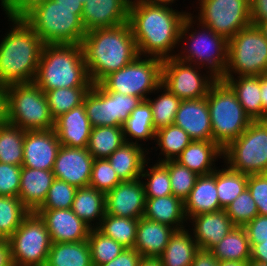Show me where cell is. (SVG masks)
Here are the masks:
<instances>
[{
	"label": "cell",
	"instance_id": "cell-1",
	"mask_svg": "<svg viewBox=\"0 0 267 266\" xmlns=\"http://www.w3.org/2000/svg\"><path fill=\"white\" fill-rule=\"evenodd\" d=\"M184 8L131 0L128 22L139 55L162 60L176 56L182 25L191 6Z\"/></svg>",
	"mask_w": 267,
	"mask_h": 266
},
{
	"label": "cell",
	"instance_id": "cell-2",
	"mask_svg": "<svg viewBox=\"0 0 267 266\" xmlns=\"http://www.w3.org/2000/svg\"><path fill=\"white\" fill-rule=\"evenodd\" d=\"M8 28L0 34V84L32 83L37 74L43 43L22 19L4 15ZM9 22V23H8Z\"/></svg>",
	"mask_w": 267,
	"mask_h": 266
},
{
	"label": "cell",
	"instance_id": "cell-3",
	"mask_svg": "<svg viewBox=\"0 0 267 266\" xmlns=\"http://www.w3.org/2000/svg\"><path fill=\"white\" fill-rule=\"evenodd\" d=\"M81 46L92 84H98L139 55L129 22L113 28L90 30Z\"/></svg>",
	"mask_w": 267,
	"mask_h": 266
},
{
	"label": "cell",
	"instance_id": "cell-4",
	"mask_svg": "<svg viewBox=\"0 0 267 266\" xmlns=\"http://www.w3.org/2000/svg\"><path fill=\"white\" fill-rule=\"evenodd\" d=\"M34 83L44 92L91 87L81 44L43 45Z\"/></svg>",
	"mask_w": 267,
	"mask_h": 266
},
{
	"label": "cell",
	"instance_id": "cell-5",
	"mask_svg": "<svg viewBox=\"0 0 267 266\" xmlns=\"http://www.w3.org/2000/svg\"><path fill=\"white\" fill-rule=\"evenodd\" d=\"M178 47L175 56L178 60L207 69L217 79L223 77L228 65V40L190 12L182 25Z\"/></svg>",
	"mask_w": 267,
	"mask_h": 266
},
{
	"label": "cell",
	"instance_id": "cell-6",
	"mask_svg": "<svg viewBox=\"0 0 267 266\" xmlns=\"http://www.w3.org/2000/svg\"><path fill=\"white\" fill-rule=\"evenodd\" d=\"M83 8H66L55 0H45L22 19L45 44H81L87 33L81 17Z\"/></svg>",
	"mask_w": 267,
	"mask_h": 266
},
{
	"label": "cell",
	"instance_id": "cell-7",
	"mask_svg": "<svg viewBox=\"0 0 267 266\" xmlns=\"http://www.w3.org/2000/svg\"><path fill=\"white\" fill-rule=\"evenodd\" d=\"M206 98L212 125V141L223 150L246 130L252 119L244 112L235 92L221 79L211 85Z\"/></svg>",
	"mask_w": 267,
	"mask_h": 266
},
{
	"label": "cell",
	"instance_id": "cell-8",
	"mask_svg": "<svg viewBox=\"0 0 267 266\" xmlns=\"http://www.w3.org/2000/svg\"><path fill=\"white\" fill-rule=\"evenodd\" d=\"M8 123L24 131L54 129L45 92L34 82L7 86Z\"/></svg>",
	"mask_w": 267,
	"mask_h": 266
},
{
	"label": "cell",
	"instance_id": "cell-9",
	"mask_svg": "<svg viewBox=\"0 0 267 266\" xmlns=\"http://www.w3.org/2000/svg\"><path fill=\"white\" fill-rule=\"evenodd\" d=\"M163 60L138 55L131 63L104 77L99 84L109 92L146 100L162 83Z\"/></svg>",
	"mask_w": 267,
	"mask_h": 266
},
{
	"label": "cell",
	"instance_id": "cell-10",
	"mask_svg": "<svg viewBox=\"0 0 267 266\" xmlns=\"http://www.w3.org/2000/svg\"><path fill=\"white\" fill-rule=\"evenodd\" d=\"M267 72V39L249 25L228 40V65L223 77L261 76Z\"/></svg>",
	"mask_w": 267,
	"mask_h": 266
},
{
	"label": "cell",
	"instance_id": "cell-11",
	"mask_svg": "<svg viewBox=\"0 0 267 266\" xmlns=\"http://www.w3.org/2000/svg\"><path fill=\"white\" fill-rule=\"evenodd\" d=\"M223 162L246 175L267 173V120L252 121L223 149Z\"/></svg>",
	"mask_w": 267,
	"mask_h": 266
},
{
	"label": "cell",
	"instance_id": "cell-12",
	"mask_svg": "<svg viewBox=\"0 0 267 266\" xmlns=\"http://www.w3.org/2000/svg\"><path fill=\"white\" fill-rule=\"evenodd\" d=\"M191 15L227 40L251 25L249 0H193ZM196 5H195V4ZM197 11V12H196ZM193 12V13H192ZM196 14H195V13Z\"/></svg>",
	"mask_w": 267,
	"mask_h": 266
},
{
	"label": "cell",
	"instance_id": "cell-13",
	"mask_svg": "<svg viewBox=\"0 0 267 266\" xmlns=\"http://www.w3.org/2000/svg\"><path fill=\"white\" fill-rule=\"evenodd\" d=\"M14 266H45L52 245L44 221L30 212L8 239Z\"/></svg>",
	"mask_w": 267,
	"mask_h": 266
},
{
	"label": "cell",
	"instance_id": "cell-14",
	"mask_svg": "<svg viewBox=\"0 0 267 266\" xmlns=\"http://www.w3.org/2000/svg\"><path fill=\"white\" fill-rule=\"evenodd\" d=\"M217 80L207 69L178 60H163L162 84L181 100L200 99L207 96Z\"/></svg>",
	"mask_w": 267,
	"mask_h": 266
},
{
	"label": "cell",
	"instance_id": "cell-15",
	"mask_svg": "<svg viewBox=\"0 0 267 266\" xmlns=\"http://www.w3.org/2000/svg\"><path fill=\"white\" fill-rule=\"evenodd\" d=\"M93 156L87 148L60 147L53 166L55 178L77 188L89 186Z\"/></svg>",
	"mask_w": 267,
	"mask_h": 266
},
{
	"label": "cell",
	"instance_id": "cell-16",
	"mask_svg": "<svg viewBox=\"0 0 267 266\" xmlns=\"http://www.w3.org/2000/svg\"><path fill=\"white\" fill-rule=\"evenodd\" d=\"M60 147L54 129L25 131L22 167L53 170Z\"/></svg>",
	"mask_w": 267,
	"mask_h": 266
},
{
	"label": "cell",
	"instance_id": "cell-17",
	"mask_svg": "<svg viewBox=\"0 0 267 266\" xmlns=\"http://www.w3.org/2000/svg\"><path fill=\"white\" fill-rule=\"evenodd\" d=\"M145 191L142 181H122L105 194L106 214L140 219L145 213Z\"/></svg>",
	"mask_w": 267,
	"mask_h": 266
},
{
	"label": "cell",
	"instance_id": "cell-18",
	"mask_svg": "<svg viewBox=\"0 0 267 266\" xmlns=\"http://www.w3.org/2000/svg\"><path fill=\"white\" fill-rule=\"evenodd\" d=\"M52 243L81 242L88 239L91 228L70 209H38Z\"/></svg>",
	"mask_w": 267,
	"mask_h": 266
},
{
	"label": "cell",
	"instance_id": "cell-19",
	"mask_svg": "<svg viewBox=\"0 0 267 266\" xmlns=\"http://www.w3.org/2000/svg\"><path fill=\"white\" fill-rule=\"evenodd\" d=\"M130 2L131 0H87L81 17L86 32L127 23Z\"/></svg>",
	"mask_w": 267,
	"mask_h": 266
},
{
	"label": "cell",
	"instance_id": "cell-20",
	"mask_svg": "<svg viewBox=\"0 0 267 266\" xmlns=\"http://www.w3.org/2000/svg\"><path fill=\"white\" fill-rule=\"evenodd\" d=\"M234 227L225 210L201 213L187 221V228L192 232L199 249L203 250H211Z\"/></svg>",
	"mask_w": 267,
	"mask_h": 266
},
{
	"label": "cell",
	"instance_id": "cell-21",
	"mask_svg": "<svg viewBox=\"0 0 267 266\" xmlns=\"http://www.w3.org/2000/svg\"><path fill=\"white\" fill-rule=\"evenodd\" d=\"M173 124L182 128L192 141L212 140L207 98L182 100Z\"/></svg>",
	"mask_w": 267,
	"mask_h": 266
},
{
	"label": "cell",
	"instance_id": "cell-22",
	"mask_svg": "<svg viewBox=\"0 0 267 266\" xmlns=\"http://www.w3.org/2000/svg\"><path fill=\"white\" fill-rule=\"evenodd\" d=\"M54 130L62 146L87 148L92 125L86 115L84 104L56 118Z\"/></svg>",
	"mask_w": 267,
	"mask_h": 266
},
{
	"label": "cell",
	"instance_id": "cell-23",
	"mask_svg": "<svg viewBox=\"0 0 267 266\" xmlns=\"http://www.w3.org/2000/svg\"><path fill=\"white\" fill-rule=\"evenodd\" d=\"M175 161L199 176L209 175L223 162V150L212 140L192 141Z\"/></svg>",
	"mask_w": 267,
	"mask_h": 266
},
{
	"label": "cell",
	"instance_id": "cell-24",
	"mask_svg": "<svg viewBox=\"0 0 267 266\" xmlns=\"http://www.w3.org/2000/svg\"><path fill=\"white\" fill-rule=\"evenodd\" d=\"M54 179L52 170L21 168L18 197L30 212H36L43 205Z\"/></svg>",
	"mask_w": 267,
	"mask_h": 266
},
{
	"label": "cell",
	"instance_id": "cell-25",
	"mask_svg": "<svg viewBox=\"0 0 267 266\" xmlns=\"http://www.w3.org/2000/svg\"><path fill=\"white\" fill-rule=\"evenodd\" d=\"M235 92L244 112L252 119L267 120L261 99V76L222 77Z\"/></svg>",
	"mask_w": 267,
	"mask_h": 266
},
{
	"label": "cell",
	"instance_id": "cell-26",
	"mask_svg": "<svg viewBox=\"0 0 267 266\" xmlns=\"http://www.w3.org/2000/svg\"><path fill=\"white\" fill-rule=\"evenodd\" d=\"M175 231L169 225L141 217L138 222L134 249L142 257H159Z\"/></svg>",
	"mask_w": 267,
	"mask_h": 266
},
{
	"label": "cell",
	"instance_id": "cell-27",
	"mask_svg": "<svg viewBox=\"0 0 267 266\" xmlns=\"http://www.w3.org/2000/svg\"><path fill=\"white\" fill-rule=\"evenodd\" d=\"M223 210L219 203L216 187V170L209 175H200L184 201V213L187 221L201 213Z\"/></svg>",
	"mask_w": 267,
	"mask_h": 266
},
{
	"label": "cell",
	"instance_id": "cell-28",
	"mask_svg": "<svg viewBox=\"0 0 267 266\" xmlns=\"http://www.w3.org/2000/svg\"><path fill=\"white\" fill-rule=\"evenodd\" d=\"M122 128L126 142L139 144L149 151L150 145L152 147L154 144L156 130L153 126L152 108L147 100L136 106Z\"/></svg>",
	"mask_w": 267,
	"mask_h": 266
},
{
	"label": "cell",
	"instance_id": "cell-29",
	"mask_svg": "<svg viewBox=\"0 0 267 266\" xmlns=\"http://www.w3.org/2000/svg\"><path fill=\"white\" fill-rule=\"evenodd\" d=\"M147 159L148 150L145 147L129 142H125L107 158L122 181L139 179Z\"/></svg>",
	"mask_w": 267,
	"mask_h": 266
},
{
	"label": "cell",
	"instance_id": "cell-30",
	"mask_svg": "<svg viewBox=\"0 0 267 266\" xmlns=\"http://www.w3.org/2000/svg\"><path fill=\"white\" fill-rule=\"evenodd\" d=\"M145 218L173 227L175 230L187 228L184 203L174 195L146 198Z\"/></svg>",
	"mask_w": 267,
	"mask_h": 266
},
{
	"label": "cell",
	"instance_id": "cell-31",
	"mask_svg": "<svg viewBox=\"0 0 267 266\" xmlns=\"http://www.w3.org/2000/svg\"><path fill=\"white\" fill-rule=\"evenodd\" d=\"M191 142V138L182 128L174 124L162 127L155 133L154 144L148 151V158L151 160L156 158L154 161L157 162L175 160ZM150 153L156 157H152Z\"/></svg>",
	"mask_w": 267,
	"mask_h": 266
},
{
	"label": "cell",
	"instance_id": "cell-32",
	"mask_svg": "<svg viewBox=\"0 0 267 266\" xmlns=\"http://www.w3.org/2000/svg\"><path fill=\"white\" fill-rule=\"evenodd\" d=\"M71 210L91 229H96L106 213L105 193L91 186L78 188Z\"/></svg>",
	"mask_w": 267,
	"mask_h": 266
},
{
	"label": "cell",
	"instance_id": "cell-33",
	"mask_svg": "<svg viewBox=\"0 0 267 266\" xmlns=\"http://www.w3.org/2000/svg\"><path fill=\"white\" fill-rule=\"evenodd\" d=\"M198 250L192 232L184 228L172 234L159 258L163 266H191Z\"/></svg>",
	"mask_w": 267,
	"mask_h": 266
},
{
	"label": "cell",
	"instance_id": "cell-34",
	"mask_svg": "<svg viewBox=\"0 0 267 266\" xmlns=\"http://www.w3.org/2000/svg\"><path fill=\"white\" fill-rule=\"evenodd\" d=\"M45 266H93L87 240L52 243Z\"/></svg>",
	"mask_w": 267,
	"mask_h": 266
},
{
	"label": "cell",
	"instance_id": "cell-35",
	"mask_svg": "<svg viewBox=\"0 0 267 266\" xmlns=\"http://www.w3.org/2000/svg\"><path fill=\"white\" fill-rule=\"evenodd\" d=\"M210 251L218 261H249L251 259V247L245 228L235 226Z\"/></svg>",
	"mask_w": 267,
	"mask_h": 266
},
{
	"label": "cell",
	"instance_id": "cell-36",
	"mask_svg": "<svg viewBox=\"0 0 267 266\" xmlns=\"http://www.w3.org/2000/svg\"><path fill=\"white\" fill-rule=\"evenodd\" d=\"M151 95L146 100L152 108L154 129L157 131L162 127L172 125L182 100L162 83Z\"/></svg>",
	"mask_w": 267,
	"mask_h": 266
},
{
	"label": "cell",
	"instance_id": "cell-37",
	"mask_svg": "<svg viewBox=\"0 0 267 266\" xmlns=\"http://www.w3.org/2000/svg\"><path fill=\"white\" fill-rule=\"evenodd\" d=\"M222 163L216 168V187L220 206L224 210L247 188L248 175Z\"/></svg>",
	"mask_w": 267,
	"mask_h": 266
},
{
	"label": "cell",
	"instance_id": "cell-38",
	"mask_svg": "<svg viewBox=\"0 0 267 266\" xmlns=\"http://www.w3.org/2000/svg\"><path fill=\"white\" fill-rule=\"evenodd\" d=\"M125 142L122 127L96 126L92 127L87 149L94 159H107Z\"/></svg>",
	"mask_w": 267,
	"mask_h": 266
},
{
	"label": "cell",
	"instance_id": "cell-39",
	"mask_svg": "<svg viewBox=\"0 0 267 266\" xmlns=\"http://www.w3.org/2000/svg\"><path fill=\"white\" fill-rule=\"evenodd\" d=\"M140 180L143 183L145 198L172 195L169 171L162 162L148 158L144 163Z\"/></svg>",
	"mask_w": 267,
	"mask_h": 266
},
{
	"label": "cell",
	"instance_id": "cell-40",
	"mask_svg": "<svg viewBox=\"0 0 267 266\" xmlns=\"http://www.w3.org/2000/svg\"><path fill=\"white\" fill-rule=\"evenodd\" d=\"M139 219L106 214L97 228L125 248H134Z\"/></svg>",
	"mask_w": 267,
	"mask_h": 266
},
{
	"label": "cell",
	"instance_id": "cell-41",
	"mask_svg": "<svg viewBox=\"0 0 267 266\" xmlns=\"http://www.w3.org/2000/svg\"><path fill=\"white\" fill-rule=\"evenodd\" d=\"M25 131L10 123L0 125V162L22 166Z\"/></svg>",
	"mask_w": 267,
	"mask_h": 266
},
{
	"label": "cell",
	"instance_id": "cell-42",
	"mask_svg": "<svg viewBox=\"0 0 267 266\" xmlns=\"http://www.w3.org/2000/svg\"><path fill=\"white\" fill-rule=\"evenodd\" d=\"M83 104L92 127L111 126L109 111V91L99 83L92 84L84 97Z\"/></svg>",
	"mask_w": 267,
	"mask_h": 266
},
{
	"label": "cell",
	"instance_id": "cell-43",
	"mask_svg": "<svg viewBox=\"0 0 267 266\" xmlns=\"http://www.w3.org/2000/svg\"><path fill=\"white\" fill-rule=\"evenodd\" d=\"M29 213L19 197L0 195V238L9 239Z\"/></svg>",
	"mask_w": 267,
	"mask_h": 266
},
{
	"label": "cell",
	"instance_id": "cell-44",
	"mask_svg": "<svg viewBox=\"0 0 267 266\" xmlns=\"http://www.w3.org/2000/svg\"><path fill=\"white\" fill-rule=\"evenodd\" d=\"M91 87L57 88L45 92L50 113L54 120L61 114L83 104Z\"/></svg>",
	"mask_w": 267,
	"mask_h": 266
},
{
	"label": "cell",
	"instance_id": "cell-45",
	"mask_svg": "<svg viewBox=\"0 0 267 266\" xmlns=\"http://www.w3.org/2000/svg\"><path fill=\"white\" fill-rule=\"evenodd\" d=\"M87 242L93 266L110 262L126 249L114 239L105 236L97 228L90 230Z\"/></svg>",
	"mask_w": 267,
	"mask_h": 266
},
{
	"label": "cell",
	"instance_id": "cell-46",
	"mask_svg": "<svg viewBox=\"0 0 267 266\" xmlns=\"http://www.w3.org/2000/svg\"><path fill=\"white\" fill-rule=\"evenodd\" d=\"M162 163L169 171L172 195L184 203L195 186L199 175L187 167L180 165L175 160H168Z\"/></svg>",
	"mask_w": 267,
	"mask_h": 266
},
{
	"label": "cell",
	"instance_id": "cell-47",
	"mask_svg": "<svg viewBox=\"0 0 267 266\" xmlns=\"http://www.w3.org/2000/svg\"><path fill=\"white\" fill-rule=\"evenodd\" d=\"M235 226L244 227L258 215V209L248 188H246L225 209Z\"/></svg>",
	"mask_w": 267,
	"mask_h": 266
},
{
	"label": "cell",
	"instance_id": "cell-48",
	"mask_svg": "<svg viewBox=\"0 0 267 266\" xmlns=\"http://www.w3.org/2000/svg\"><path fill=\"white\" fill-rule=\"evenodd\" d=\"M77 189V187L55 178L45 202L39 209H70Z\"/></svg>",
	"mask_w": 267,
	"mask_h": 266
},
{
	"label": "cell",
	"instance_id": "cell-49",
	"mask_svg": "<svg viewBox=\"0 0 267 266\" xmlns=\"http://www.w3.org/2000/svg\"><path fill=\"white\" fill-rule=\"evenodd\" d=\"M120 182L122 180L106 158L94 159L89 186L106 194Z\"/></svg>",
	"mask_w": 267,
	"mask_h": 266
},
{
	"label": "cell",
	"instance_id": "cell-50",
	"mask_svg": "<svg viewBox=\"0 0 267 266\" xmlns=\"http://www.w3.org/2000/svg\"><path fill=\"white\" fill-rule=\"evenodd\" d=\"M143 101L139 97L109 92L111 126L122 127L136 106Z\"/></svg>",
	"mask_w": 267,
	"mask_h": 266
},
{
	"label": "cell",
	"instance_id": "cell-51",
	"mask_svg": "<svg viewBox=\"0 0 267 266\" xmlns=\"http://www.w3.org/2000/svg\"><path fill=\"white\" fill-rule=\"evenodd\" d=\"M22 166L0 162V195L16 196L20 190V176Z\"/></svg>",
	"mask_w": 267,
	"mask_h": 266
},
{
	"label": "cell",
	"instance_id": "cell-52",
	"mask_svg": "<svg viewBox=\"0 0 267 266\" xmlns=\"http://www.w3.org/2000/svg\"><path fill=\"white\" fill-rule=\"evenodd\" d=\"M247 188L256 203L258 215L267 216V173L248 175Z\"/></svg>",
	"mask_w": 267,
	"mask_h": 266
},
{
	"label": "cell",
	"instance_id": "cell-53",
	"mask_svg": "<svg viewBox=\"0 0 267 266\" xmlns=\"http://www.w3.org/2000/svg\"><path fill=\"white\" fill-rule=\"evenodd\" d=\"M45 0H0V8L3 15L23 18L35 6L43 3Z\"/></svg>",
	"mask_w": 267,
	"mask_h": 266
},
{
	"label": "cell",
	"instance_id": "cell-54",
	"mask_svg": "<svg viewBox=\"0 0 267 266\" xmlns=\"http://www.w3.org/2000/svg\"><path fill=\"white\" fill-rule=\"evenodd\" d=\"M250 247L267 240V216L257 215L244 226Z\"/></svg>",
	"mask_w": 267,
	"mask_h": 266
},
{
	"label": "cell",
	"instance_id": "cell-55",
	"mask_svg": "<svg viewBox=\"0 0 267 266\" xmlns=\"http://www.w3.org/2000/svg\"><path fill=\"white\" fill-rule=\"evenodd\" d=\"M141 255L134 248H126L116 258L110 262L104 263L99 266H138Z\"/></svg>",
	"mask_w": 267,
	"mask_h": 266
},
{
	"label": "cell",
	"instance_id": "cell-56",
	"mask_svg": "<svg viewBox=\"0 0 267 266\" xmlns=\"http://www.w3.org/2000/svg\"><path fill=\"white\" fill-rule=\"evenodd\" d=\"M251 23L267 22V0H249Z\"/></svg>",
	"mask_w": 267,
	"mask_h": 266
},
{
	"label": "cell",
	"instance_id": "cell-57",
	"mask_svg": "<svg viewBox=\"0 0 267 266\" xmlns=\"http://www.w3.org/2000/svg\"><path fill=\"white\" fill-rule=\"evenodd\" d=\"M191 266H218V260L210 250L199 249L195 253Z\"/></svg>",
	"mask_w": 267,
	"mask_h": 266
},
{
	"label": "cell",
	"instance_id": "cell-58",
	"mask_svg": "<svg viewBox=\"0 0 267 266\" xmlns=\"http://www.w3.org/2000/svg\"><path fill=\"white\" fill-rule=\"evenodd\" d=\"M0 266H14L8 239L0 238Z\"/></svg>",
	"mask_w": 267,
	"mask_h": 266
},
{
	"label": "cell",
	"instance_id": "cell-59",
	"mask_svg": "<svg viewBox=\"0 0 267 266\" xmlns=\"http://www.w3.org/2000/svg\"><path fill=\"white\" fill-rule=\"evenodd\" d=\"M251 259L267 263V240L251 248Z\"/></svg>",
	"mask_w": 267,
	"mask_h": 266
},
{
	"label": "cell",
	"instance_id": "cell-60",
	"mask_svg": "<svg viewBox=\"0 0 267 266\" xmlns=\"http://www.w3.org/2000/svg\"><path fill=\"white\" fill-rule=\"evenodd\" d=\"M7 122V86L0 84V125H3Z\"/></svg>",
	"mask_w": 267,
	"mask_h": 266
},
{
	"label": "cell",
	"instance_id": "cell-61",
	"mask_svg": "<svg viewBox=\"0 0 267 266\" xmlns=\"http://www.w3.org/2000/svg\"><path fill=\"white\" fill-rule=\"evenodd\" d=\"M261 99L263 109L267 112V72L261 75Z\"/></svg>",
	"mask_w": 267,
	"mask_h": 266
},
{
	"label": "cell",
	"instance_id": "cell-62",
	"mask_svg": "<svg viewBox=\"0 0 267 266\" xmlns=\"http://www.w3.org/2000/svg\"><path fill=\"white\" fill-rule=\"evenodd\" d=\"M138 266H163L159 257H141Z\"/></svg>",
	"mask_w": 267,
	"mask_h": 266
},
{
	"label": "cell",
	"instance_id": "cell-63",
	"mask_svg": "<svg viewBox=\"0 0 267 266\" xmlns=\"http://www.w3.org/2000/svg\"><path fill=\"white\" fill-rule=\"evenodd\" d=\"M140 2L146 3V4H150V5H165V6H175L177 5L178 7V3L179 0H138Z\"/></svg>",
	"mask_w": 267,
	"mask_h": 266
},
{
	"label": "cell",
	"instance_id": "cell-64",
	"mask_svg": "<svg viewBox=\"0 0 267 266\" xmlns=\"http://www.w3.org/2000/svg\"><path fill=\"white\" fill-rule=\"evenodd\" d=\"M58 5L66 8H83L81 0H55Z\"/></svg>",
	"mask_w": 267,
	"mask_h": 266
},
{
	"label": "cell",
	"instance_id": "cell-65",
	"mask_svg": "<svg viewBox=\"0 0 267 266\" xmlns=\"http://www.w3.org/2000/svg\"><path fill=\"white\" fill-rule=\"evenodd\" d=\"M218 266H248V261L224 260L218 261Z\"/></svg>",
	"mask_w": 267,
	"mask_h": 266
},
{
	"label": "cell",
	"instance_id": "cell-66",
	"mask_svg": "<svg viewBox=\"0 0 267 266\" xmlns=\"http://www.w3.org/2000/svg\"><path fill=\"white\" fill-rule=\"evenodd\" d=\"M256 26L259 28L264 37L267 39V22H259Z\"/></svg>",
	"mask_w": 267,
	"mask_h": 266
},
{
	"label": "cell",
	"instance_id": "cell-67",
	"mask_svg": "<svg viewBox=\"0 0 267 266\" xmlns=\"http://www.w3.org/2000/svg\"><path fill=\"white\" fill-rule=\"evenodd\" d=\"M248 266H267V263H264V262H260V261H257V260L250 259V260L248 261Z\"/></svg>",
	"mask_w": 267,
	"mask_h": 266
},
{
	"label": "cell",
	"instance_id": "cell-68",
	"mask_svg": "<svg viewBox=\"0 0 267 266\" xmlns=\"http://www.w3.org/2000/svg\"><path fill=\"white\" fill-rule=\"evenodd\" d=\"M81 1H82L83 5H84L87 0H81Z\"/></svg>",
	"mask_w": 267,
	"mask_h": 266
}]
</instances>
